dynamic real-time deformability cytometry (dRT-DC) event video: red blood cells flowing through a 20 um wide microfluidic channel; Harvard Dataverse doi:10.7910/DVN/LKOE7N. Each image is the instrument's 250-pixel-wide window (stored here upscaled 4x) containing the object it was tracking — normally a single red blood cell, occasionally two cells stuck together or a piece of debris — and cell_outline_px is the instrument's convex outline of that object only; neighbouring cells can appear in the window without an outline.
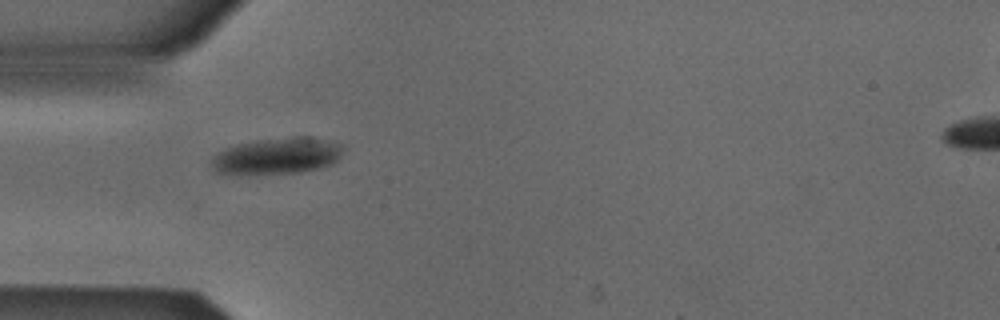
{"species": "Egyptian fruit bat (a non-hibernating species)", "species_latin": "Rousettus aegyptiacus", "temperature_condition": "cold", "stored_images_in_passage": 16, "camera_frame_rate_fps": 3000, "um_per_image_px": 0.085, "animal": {"sex": "male"}, "frame": {"image": 1, "passage_image": 1, "time_ms": 0.0, "image_size_px": [1000, 320], "cell_outline_px": [[344, 148], [340, 156], [332, 164], [320, 168], [300, 172], [216, 172], [212, 164], [212, 156], [236, 144], [260, 140], [308, 136], [344, 144]], "centroid_in_image_um": [23.65, 13.22], "position_along_channel_um": 61.3, "area_um2": 26.93}}
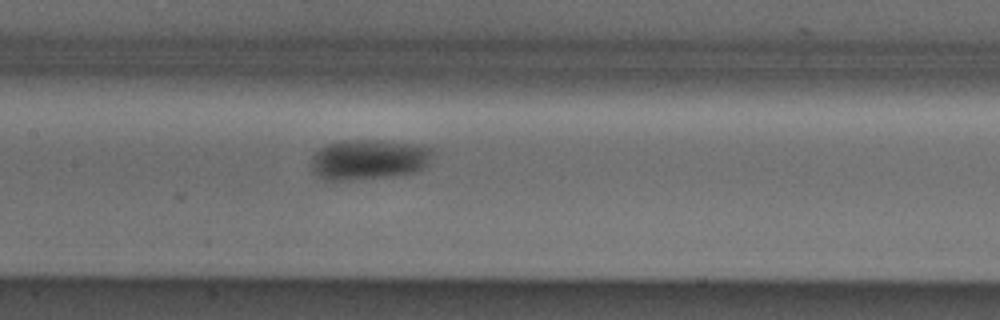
{"frame": {"image": 2, "passage_image": 10, "time_ms": 3.0, "image_size_px": [1000, 320], "cell_outline_px": [[432, 156], [428, 164], [424, 168], [416, 172], [392, 176], [324, 184], [312, 172], [308, 164], [312, 152], [324, 144], [344, 140], [392, 140], [424, 144], [432, 148]], "centroid_in_image_um": [31.24, 13.58], "position_along_channel_um": 176.2, "area_um2": 30.4}}
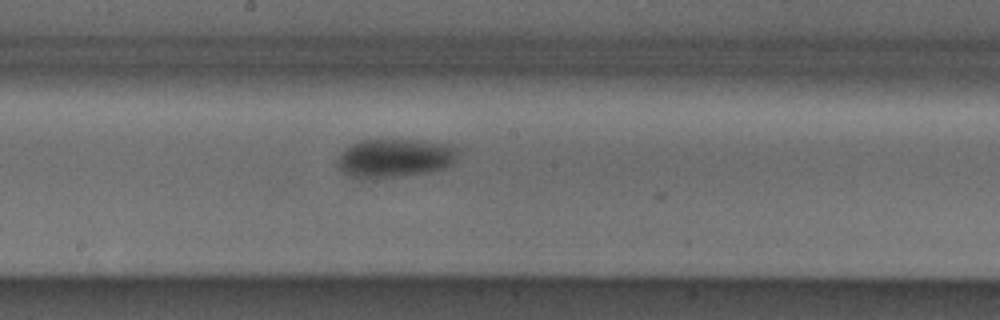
{"frame": {"image": 3, "passage_image": 13, "time_ms": 4.0, "image_size_px": [1000, 320], "cell_outline_px": [[460, 148], [452, 164], [444, 168], [428, 172], [364, 180], [360, 180], [348, 176], [336, 164], [336, 160], [340, 152], [344, 148], [360, 140], [416, 140], [452, 144]], "centroid_in_image_um": [33.52, 13.44], "position_along_channel_um": 214.7, "area_um2": 27.51}}